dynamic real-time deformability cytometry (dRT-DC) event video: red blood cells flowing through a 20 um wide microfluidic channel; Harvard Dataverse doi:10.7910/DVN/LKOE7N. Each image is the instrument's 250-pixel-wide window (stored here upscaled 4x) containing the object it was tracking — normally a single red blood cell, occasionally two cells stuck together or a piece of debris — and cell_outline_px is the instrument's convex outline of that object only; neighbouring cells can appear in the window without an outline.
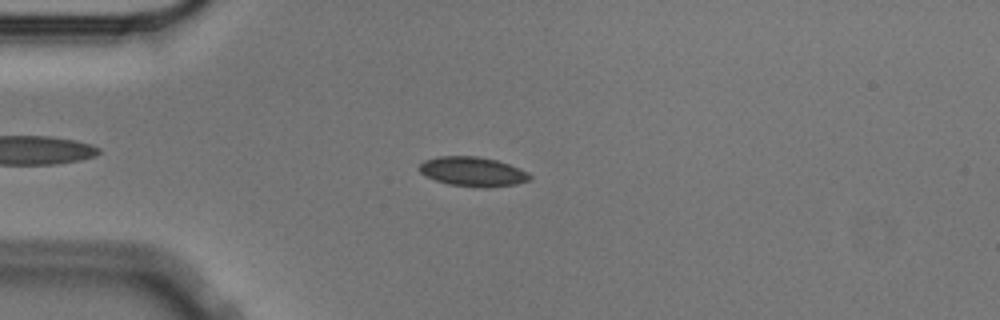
{"species": "Egyptian fruit bat (a non-hibernating species)", "species_latin": "Rousettus aegyptiacus", "temperature_condition": "cold", "stored_images_in_passage": 53, "camera_frame_rate_fps": 3000, "um_per_image_px": 0.085, "animal": {"sex": "male"}, "frame": {"image": 1, "passage_image": 11, "time_ms": 3.333, "image_size_px": [1000, 320], "cell_outline_px": [[532, 176], [528, 180], [516, 184], [488, 188], [476, 188], [448, 184], [436, 180], [420, 172], [420, 164], [424, 160], [440, 156], [476, 156], [496, 160], [508, 164], [528, 172]], "centroid_in_image_um": [40.19, 14.6], "position_along_channel_um": 44.8, "area_um2": 18.9}}
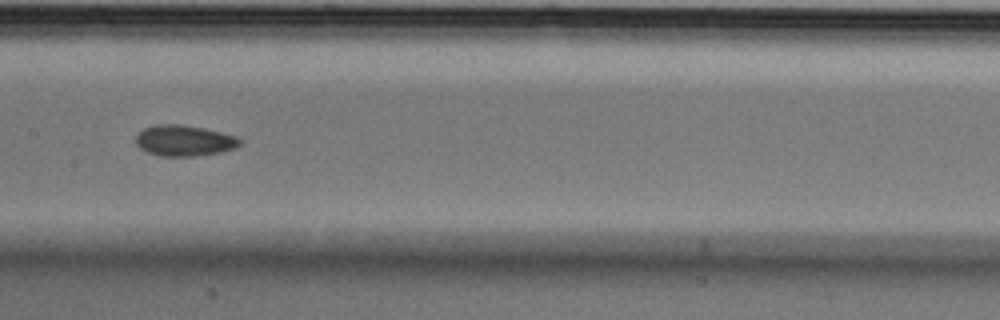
{"frame": {"image": 2, "passage_image": 25, "time_ms": 8.0, "image_size_px": [1000, 320], "cell_outline_px": [[244, 140], [236, 148], [220, 152], [196, 156], [156, 156], [140, 148], [136, 144], [136, 136], [144, 128], [156, 124], [180, 124], [204, 128], [236, 136]], "centroid_in_image_um": [15.67, 11.95], "position_along_channel_um": 191.7, "area_um2": 18.84}}
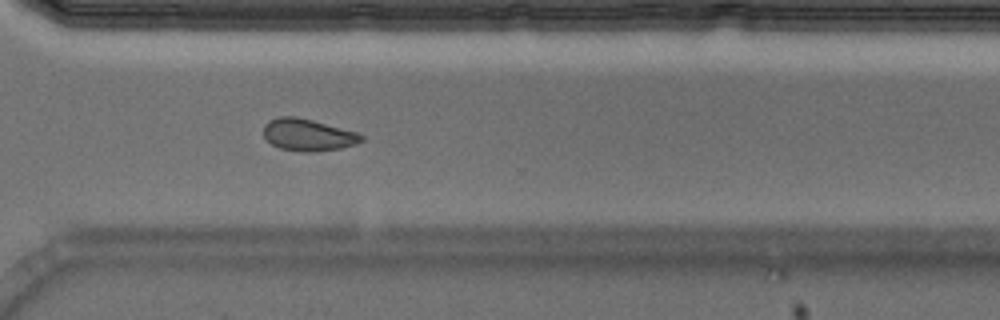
{"frame": {"image": 3, "passage_image": 38, "time_ms": 12.333, "image_size_px": [1000, 320], "cell_outline_px": [[364, 140], [356, 144], [340, 148], [316, 152], [308, 152], [280, 148], [272, 144], [264, 136], [264, 124], [268, 120], [280, 116], [292, 116], [312, 120], [356, 132], [364, 136]], "centroid_in_image_um": [26.18, 11.46], "position_along_channel_um": 344.4, "area_um2": 18.09}, "authors_computed_cell_mechanics": {"area_um2": 18.3804, "velocity_mm_per_s": 3.5288, "shape_relaxation_time_tau1_ms": 7.578, "shape_relaxation_time_tau2_ms": 7.5267, "deformation_change_tau1": 0.0896, "deformation_change_tau2": 0.0968}}